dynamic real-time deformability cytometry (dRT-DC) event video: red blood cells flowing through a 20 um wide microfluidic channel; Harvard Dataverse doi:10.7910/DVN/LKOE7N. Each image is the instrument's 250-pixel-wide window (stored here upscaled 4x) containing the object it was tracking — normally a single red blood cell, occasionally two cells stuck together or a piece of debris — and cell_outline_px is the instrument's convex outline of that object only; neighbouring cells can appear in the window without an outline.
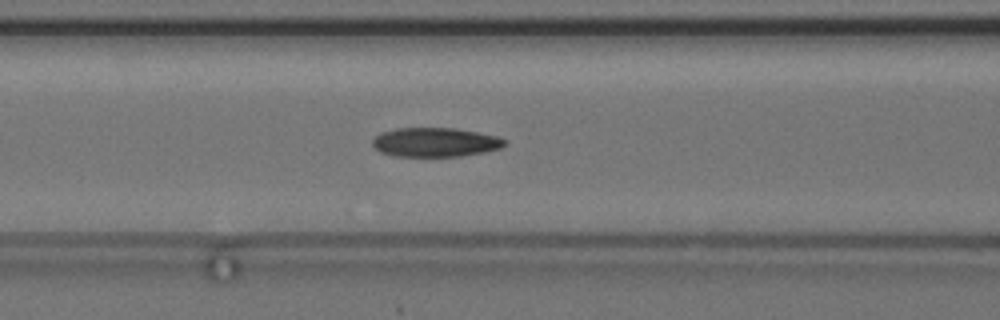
{"species": "common noctule bat (a hibernating species)", "species_latin": "Nyctalus noctula", "temperature_condition": "cold", "stored_images_in_passage": 39, "camera_frame_rate_fps": 3000, "um_per_image_px": 0.085, "animal": {"sex": "female", "body_mass_g": 24.6, "forearm_length_mm": 56.2}, "frame": {"image": 1, "passage_image": 6, "time_ms": 1.667, "image_size_px": [1000, 320], "cell_outline_px": [[508, 144], [500, 148], [484, 152], [460, 156], [396, 156], [380, 152], [372, 144], [372, 140], [380, 132], [396, 128], [456, 128], [496, 136], [508, 140]], "centroid_in_image_um": [37.0, 12.08], "position_along_channel_um": 129.6, "area_um2": 22.48}}
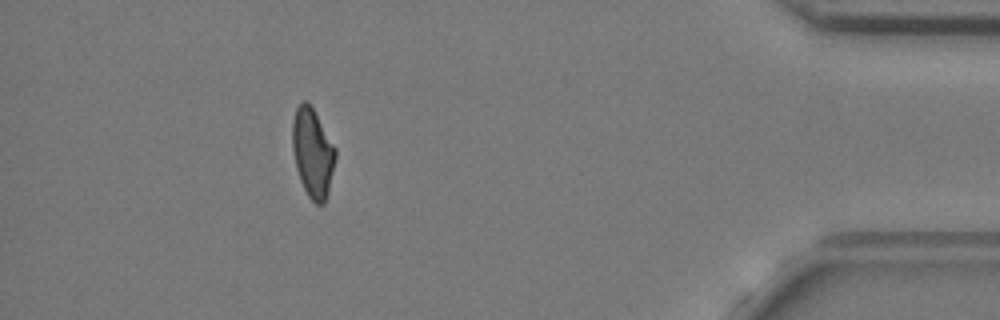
{"frame": {"image": 2, "passage_image": 33, "time_ms": 10.667, "image_size_px": [1000, 320], "cell_outline_px": [[336, 156], [328, 192], [324, 204], [316, 204], [308, 196], [300, 180], [296, 168], [292, 148], [292, 120], [296, 108], [304, 100], [308, 100], [336, 148]], "centroid_in_image_um": [26.56, 12.97], "position_along_channel_um": 408.6, "area_um2": 22.31}, "authors_computed_cell_mechanics": {"area_um2": 22.831, "velocity_mm_per_s": 3.6902, "shape_relaxation_time_tau1_ms": 8.6135, "shape_relaxation_time_tau2_ms": 2.9957, "deformation_change_tau1": 0.2182, "deformation_change_tau2": 0.0876}}